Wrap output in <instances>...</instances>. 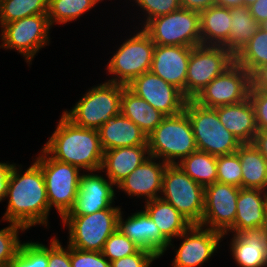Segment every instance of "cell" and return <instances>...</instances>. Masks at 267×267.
Returning a JSON list of instances; mask_svg holds the SVG:
<instances>
[{
  "instance_id": "60d3db41",
  "label": "cell",
  "mask_w": 267,
  "mask_h": 267,
  "mask_svg": "<svg viewBox=\"0 0 267 267\" xmlns=\"http://www.w3.org/2000/svg\"><path fill=\"white\" fill-rule=\"evenodd\" d=\"M249 99L254 106L257 129L267 131V91L250 90Z\"/></svg>"
},
{
  "instance_id": "7c38bea8",
  "label": "cell",
  "mask_w": 267,
  "mask_h": 267,
  "mask_svg": "<svg viewBox=\"0 0 267 267\" xmlns=\"http://www.w3.org/2000/svg\"><path fill=\"white\" fill-rule=\"evenodd\" d=\"M51 28L47 14H36L10 22L1 28L0 48L17 50L30 64L36 53L49 45Z\"/></svg>"
},
{
  "instance_id": "f907efd6",
  "label": "cell",
  "mask_w": 267,
  "mask_h": 267,
  "mask_svg": "<svg viewBox=\"0 0 267 267\" xmlns=\"http://www.w3.org/2000/svg\"><path fill=\"white\" fill-rule=\"evenodd\" d=\"M262 230H263V234H264L265 238L267 239V211H266L265 221H264Z\"/></svg>"
},
{
  "instance_id": "681fc988",
  "label": "cell",
  "mask_w": 267,
  "mask_h": 267,
  "mask_svg": "<svg viewBox=\"0 0 267 267\" xmlns=\"http://www.w3.org/2000/svg\"><path fill=\"white\" fill-rule=\"evenodd\" d=\"M216 5L227 8L237 7L243 5V0H216Z\"/></svg>"
},
{
  "instance_id": "1f68e13d",
  "label": "cell",
  "mask_w": 267,
  "mask_h": 267,
  "mask_svg": "<svg viewBox=\"0 0 267 267\" xmlns=\"http://www.w3.org/2000/svg\"><path fill=\"white\" fill-rule=\"evenodd\" d=\"M234 57L235 63L251 75L258 68L267 65V31L260 27Z\"/></svg>"
},
{
  "instance_id": "8d00e7d4",
  "label": "cell",
  "mask_w": 267,
  "mask_h": 267,
  "mask_svg": "<svg viewBox=\"0 0 267 267\" xmlns=\"http://www.w3.org/2000/svg\"><path fill=\"white\" fill-rule=\"evenodd\" d=\"M141 248L124 235L119 229L106 240L102 254L110 261L137 253Z\"/></svg>"
},
{
  "instance_id": "cb8c5ba5",
  "label": "cell",
  "mask_w": 267,
  "mask_h": 267,
  "mask_svg": "<svg viewBox=\"0 0 267 267\" xmlns=\"http://www.w3.org/2000/svg\"><path fill=\"white\" fill-rule=\"evenodd\" d=\"M220 122L240 142L252 143L258 131L255 110L249 97L239 103L215 108Z\"/></svg>"
},
{
  "instance_id": "e575fe53",
  "label": "cell",
  "mask_w": 267,
  "mask_h": 267,
  "mask_svg": "<svg viewBox=\"0 0 267 267\" xmlns=\"http://www.w3.org/2000/svg\"><path fill=\"white\" fill-rule=\"evenodd\" d=\"M9 267H48V247L42 243H22Z\"/></svg>"
},
{
  "instance_id": "5b68a950",
  "label": "cell",
  "mask_w": 267,
  "mask_h": 267,
  "mask_svg": "<svg viewBox=\"0 0 267 267\" xmlns=\"http://www.w3.org/2000/svg\"><path fill=\"white\" fill-rule=\"evenodd\" d=\"M185 113L191 122L197 149L214 156L234 153L241 142L220 122L215 108L187 99Z\"/></svg>"
},
{
  "instance_id": "e0dca14e",
  "label": "cell",
  "mask_w": 267,
  "mask_h": 267,
  "mask_svg": "<svg viewBox=\"0 0 267 267\" xmlns=\"http://www.w3.org/2000/svg\"><path fill=\"white\" fill-rule=\"evenodd\" d=\"M115 186L102 175L83 173L73 208L66 215H88L104 209H121L112 205L116 195Z\"/></svg>"
},
{
  "instance_id": "ba28073f",
  "label": "cell",
  "mask_w": 267,
  "mask_h": 267,
  "mask_svg": "<svg viewBox=\"0 0 267 267\" xmlns=\"http://www.w3.org/2000/svg\"><path fill=\"white\" fill-rule=\"evenodd\" d=\"M142 29L155 45L195 47L202 44L200 12L180 8L149 20Z\"/></svg>"
},
{
  "instance_id": "f546056e",
  "label": "cell",
  "mask_w": 267,
  "mask_h": 267,
  "mask_svg": "<svg viewBox=\"0 0 267 267\" xmlns=\"http://www.w3.org/2000/svg\"><path fill=\"white\" fill-rule=\"evenodd\" d=\"M231 26L229 40L223 46L234 56L246 45L261 25L250 13V8L244 5L231 7Z\"/></svg>"
},
{
  "instance_id": "52a82bcc",
  "label": "cell",
  "mask_w": 267,
  "mask_h": 267,
  "mask_svg": "<svg viewBox=\"0 0 267 267\" xmlns=\"http://www.w3.org/2000/svg\"><path fill=\"white\" fill-rule=\"evenodd\" d=\"M121 209H104L88 215H65L69 246L84 251L102 252L109 236L118 229Z\"/></svg>"
},
{
  "instance_id": "d4e9b609",
  "label": "cell",
  "mask_w": 267,
  "mask_h": 267,
  "mask_svg": "<svg viewBox=\"0 0 267 267\" xmlns=\"http://www.w3.org/2000/svg\"><path fill=\"white\" fill-rule=\"evenodd\" d=\"M103 151L119 147L148 145L147 136L133 121L121 113L104 123L99 129Z\"/></svg>"
},
{
  "instance_id": "d6986e66",
  "label": "cell",
  "mask_w": 267,
  "mask_h": 267,
  "mask_svg": "<svg viewBox=\"0 0 267 267\" xmlns=\"http://www.w3.org/2000/svg\"><path fill=\"white\" fill-rule=\"evenodd\" d=\"M118 217V229L141 249L154 253L158 258L169 248V241L161 234L156 223L144 211L140 210L122 218Z\"/></svg>"
},
{
  "instance_id": "6da1fadb",
  "label": "cell",
  "mask_w": 267,
  "mask_h": 267,
  "mask_svg": "<svg viewBox=\"0 0 267 267\" xmlns=\"http://www.w3.org/2000/svg\"><path fill=\"white\" fill-rule=\"evenodd\" d=\"M20 168L14 164L10 173L4 196L9 198L8 205L2 220L26 230L38 224L47 227L50 208L41 167L34 161L23 175Z\"/></svg>"
},
{
  "instance_id": "4fadbf2b",
  "label": "cell",
  "mask_w": 267,
  "mask_h": 267,
  "mask_svg": "<svg viewBox=\"0 0 267 267\" xmlns=\"http://www.w3.org/2000/svg\"><path fill=\"white\" fill-rule=\"evenodd\" d=\"M251 74L234 63L223 74L214 78L193 99L207 108L236 104L249 97Z\"/></svg>"
},
{
  "instance_id": "30bf717a",
  "label": "cell",
  "mask_w": 267,
  "mask_h": 267,
  "mask_svg": "<svg viewBox=\"0 0 267 267\" xmlns=\"http://www.w3.org/2000/svg\"><path fill=\"white\" fill-rule=\"evenodd\" d=\"M155 44L142 29L125 40L107 64L112 78L108 82L128 85L134 78L150 71Z\"/></svg>"
},
{
  "instance_id": "ffe728a7",
  "label": "cell",
  "mask_w": 267,
  "mask_h": 267,
  "mask_svg": "<svg viewBox=\"0 0 267 267\" xmlns=\"http://www.w3.org/2000/svg\"><path fill=\"white\" fill-rule=\"evenodd\" d=\"M157 159L149 156L144 162L133 170L117 186L128 196L144 197L147 201L159 198L162 190V180L165 168L168 164L165 162H155Z\"/></svg>"
},
{
  "instance_id": "d6a6232c",
  "label": "cell",
  "mask_w": 267,
  "mask_h": 267,
  "mask_svg": "<svg viewBox=\"0 0 267 267\" xmlns=\"http://www.w3.org/2000/svg\"><path fill=\"white\" fill-rule=\"evenodd\" d=\"M99 2L101 0H49L47 16L50 25L66 24L77 20Z\"/></svg>"
},
{
  "instance_id": "c3c4849f",
  "label": "cell",
  "mask_w": 267,
  "mask_h": 267,
  "mask_svg": "<svg viewBox=\"0 0 267 267\" xmlns=\"http://www.w3.org/2000/svg\"><path fill=\"white\" fill-rule=\"evenodd\" d=\"M252 143L267 160V131L258 130Z\"/></svg>"
},
{
  "instance_id": "f35d334b",
  "label": "cell",
  "mask_w": 267,
  "mask_h": 267,
  "mask_svg": "<svg viewBox=\"0 0 267 267\" xmlns=\"http://www.w3.org/2000/svg\"><path fill=\"white\" fill-rule=\"evenodd\" d=\"M134 2L146 14L147 19L143 25L153 18L167 15L181 8L180 0H134Z\"/></svg>"
},
{
  "instance_id": "f1b7e54d",
  "label": "cell",
  "mask_w": 267,
  "mask_h": 267,
  "mask_svg": "<svg viewBox=\"0 0 267 267\" xmlns=\"http://www.w3.org/2000/svg\"><path fill=\"white\" fill-rule=\"evenodd\" d=\"M236 152L242 169L241 188L267 191V160L253 143L241 144Z\"/></svg>"
},
{
  "instance_id": "44dd1931",
  "label": "cell",
  "mask_w": 267,
  "mask_h": 267,
  "mask_svg": "<svg viewBox=\"0 0 267 267\" xmlns=\"http://www.w3.org/2000/svg\"><path fill=\"white\" fill-rule=\"evenodd\" d=\"M236 206L235 222L228 233L237 234L245 230L262 228L267 211V191L240 188Z\"/></svg>"
},
{
  "instance_id": "603a6c76",
  "label": "cell",
  "mask_w": 267,
  "mask_h": 267,
  "mask_svg": "<svg viewBox=\"0 0 267 267\" xmlns=\"http://www.w3.org/2000/svg\"><path fill=\"white\" fill-rule=\"evenodd\" d=\"M230 252L239 267H267V239L262 228L233 234Z\"/></svg>"
},
{
  "instance_id": "5bb4252c",
  "label": "cell",
  "mask_w": 267,
  "mask_h": 267,
  "mask_svg": "<svg viewBox=\"0 0 267 267\" xmlns=\"http://www.w3.org/2000/svg\"><path fill=\"white\" fill-rule=\"evenodd\" d=\"M240 188L215 182L205 187L203 218L200 226L217 231L223 236L233 227Z\"/></svg>"
},
{
  "instance_id": "d590c367",
  "label": "cell",
  "mask_w": 267,
  "mask_h": 267,
  "mask_svg": "<svg viewBox=\"0 0 267 267\" xmlns=\"http://www.w3.org/2000/svg\"><path fill=\"white\" fill-rule=\"evenodd\" d=\"M217 182L241 188L242 169L237 152L216 156Z\"/></svg>"
},
{
  "instance_id": "f6af8a7d",
  "label": "cell",
  "mask_w": 267,
  "mask_h": 267,
  "mask_svg": "<svg viewBox=\"0 0 267 267\" xmlns=\"http://www.w3.org/2000/svg\"><path fill=\"white\" fill-rule=\"evenodd\" d=\"M13 167L14 163L10 164L9 162H0V202H2V200H5L4 196L6 195L9 176Z\"/></svg>"
},
{
  "instance_id": "2e32d148",
  "label": "cell",
  "mask_w": 267,
  "mask_h": 267,
  "mask_svg": "<svg viewBox=\"0 0 267 267\" xmlns=\"http://www.w3.org/2000/svg\"><path fill=\"white\" fill-rule=\"evenodd\" d=\"M178 238L183 241L175 250L172 267H198L209 261L224 236L200 225H191Z\"/></svg>"
},
{
  "instance_id": "484cf974",
  "label": "cell",
  "mask_w": 267,
  "mask_h": 267,
  "mask_svg": "<svg viewBox=\"0 0 267 267\" xmlns=\"http://www.w3.org/2000/svg\"><path fill=\"white\" fill-rule=\"evenodd\" d=\"M143 209L170 242V246H173L172 238H177L192 225L174 206L161 197L145 202Z\"/></svg>"
},
{
  "instance_id": "8fae6325",
  "label": "cell",
  "mask_w": 267,
  "mask_h": 267,
  "mask_svg": "<svg viewBox=\"0 0 267 267\" xmlns=\"http://www.w3.org/2000/svg\"><path fill=\"white\" fill-rule=\"evenodd\" d=\"M235 63L223 46L198 45L192 48L187 68L186 98L194 99L214 78Z\"/></svg>"
},
{
  "instance_id": "ab89813d",
  "label": "cell",
  "mask_w": 267,
  "mask_h": 267,
  "mask_svg": "<svg viewBox=\"0 0 267 267\" xmlns=\"http://www.w3.org/2000/svg\"><path fill=\"white\" fill-rule=\"evenodd\" d=\"M71 267H111L110 261L97 251H84L70 246Z\"/></svg>"
},
{
  "instance_id": "b9f144b4",
  "label": "cell",
  "mask_w": 267,
  "mask_h": 267,
  "mask_svg": "<svg viewBox=\"0 0 267 267\" xmlns=\"http://www.w3.org/2000/svg\"><path fill=\"white\" fill-rule=\"evenodd\" d=\"M48 267H71L70 246L63 248L57 237L48 246Z\"/></svg>"
},
{
  "instance_id": "ee69618b",
  "label": "cell",
  "mask_w": 267,
  "mask_h": 267,
  "mask_svg": "<svg viewBox=\"0 0 267 267\" xmlns=\"http://www.w3.org/2000/svg\"><path fill=\"white\" fill-rule=\"evenodd\" d=\"M250 90L267 91V65L258 68L251 75V88H250Z\"/></svg>"
},
{
  "instance_id": "816d5d0a",
  "label": "cell",
  "mask_w": 267,
  "mask_h": 267,
  "mask_svg": "<svg viewBox=\"0 0 267 267\" xmlns=\"http://www.w3.org/2000/svg\"><path fill=\"white\" fill-rule=\"evenodd\" d=\"M257 0H243V5L246 7H249L253 3H255Z\"/></svg>"
},
{
  "instance_id": "7dc6e473",
  "label": "cell",
  "mask_w": 267,
  "mask_h": 267,
  "mask_svg": "<svg viewBox=\"0 0 267 267\" xmlns=\"http://www.w3.org/2000/svg\"><path fill=\"white\" fill-rule=\"evenodd\" d=\"M249 8L251 15L260 25L267 20V0H257Z\"/></svg>"
},
{
  "instance_id": "7402d4cb",
  "label": "cell",
  "mask_w": 267,
  "mask_h": 267,
  "mask_svg": "<svg viewBox=\"0 0 267 267\" xmlns=\"http://www.w3.org/2000/svg\"><path fill=\"white\" fill-rule=\"evenodd\" d=\"M148 145L119 147L104 151L100 172L117 186L149 157Z\"/></svg>"
},
{
  "instance_id": "ac0fdd59",
  "label": "cell",
  "mask_w": 267,
  "mask_h": 267,
  "mask_svg": "<svg viewBox=\"0 0 267 267\" xmlns=\"http://www.w3.org/2000/svg\"><path fill=\"white\" fill-rule=\"evenodd\" d=\"M193 47L155 45L150 71L178 88L186 97L188 62Z\"/></svg>"
},
{
  "instance_id": "4dcf8cb0",
  "label": "cell",
  "mask_w": 267,
  "mask_h": 267,
  "mask_svg": "<svg viewBox=\"0 0 267 267\" xmlns=\"http://www.w3.org/2000/svg\"><path fill=\"white\" fill-rule=\"evenodd\" d=\"M177 165L204 188L217 182L216 156L207 152L197 150L183 158Z\"/></svg>"
},
{
  "instance_id": "9c48e42d",
  "label": "cell",
  "mask_w": 267,
  "mask_h": 267,
  "mask_svg": "<svg viewBox=\"0 0 267 267\" xmlns=\"http://www.w3.org/2000/svg\"><path fill=\"white\" fill-rule=\"evenodd\" d=\"M205 188L192 180L177 164L167 165L160 196L174 206L192 225L203 218Z\"/></svg>"
},
{
  "instance_id": "4316f807",
  "label": "cell",
  "mask_w": 267,
  "mask_h": 267,
  "mask_svg": "<svg viewBox=\"0 0 267 267\" xmlns=\"http://www.w3.org/2000/svg\"><path fill=\"white\" fill-rule=\"evenodd\" d=\"M230 8L212 6L200 12L202 45L224 46L229 40Z\"/></svg>"
},
{
  "instance_id": "836d02e7",
  "label": "cell",
  "mask_w": 267,
  "mask_h": 267,
  "mask_svg": "<svg viewBox=\"0 0 267 267\" xmlns=\"http://www.w3.org/2000/svg\"><path fill=\"white\" fill-rule=\"evenodd\" d=\"M49 0H0V27L24 17L47 14Z\"/></svg>"
},
{
  "instance_id": "3957f363",
  "label": "cell",
  "mask_w": 267,
  "mask_h": 267,
  "mask_svg": "<svg viewBox=\"0 0 267 267\" xmlns=\"http://www.w3.org/2000/svg\"><path fill=\"white\" fill-rule=\"evenodd\" d=\"M147 144L149 155L168 165H175L198 150L192 125L185 111L165 116L147 136Z\"/></svg>"
},
{
  "instance_id": "bcb514c9",
  "label": "cell",
  "mask_w": 267,
  "mask_h": 267,
  "mask_svg": "<svg viewBox=\"0 0 267 267\" xmlns=\"http://www.w3.org/2000/svg\"><path fill=\"white\" fill-rule=\"evenodd\" d=\"M181 8L201 12L216 5V0H180Z\"/></svg>"
},
{
  "instance_id": "8992f818",
  "label": "cell",
  "mask_w": 267,
  "mask_h": 267,
  "mask_svg": "<svg viewBox=\"0 0 267 267\" xmlns=\"http://www.w3.org/2000/svg\"><path fill=\"white\" fill-rule=\"evenodd\" d=\"M35 162L43 172L49 208L55 207L62 219L74 206L81 170L55 160L43 148Z\"/></svg>"
},
{
  "instance_id": "277c9868",
  "label": "cell",
  "mask_w": 267,
  "mask_h": 267,
  "mask_svg": "<svg viewBox=\"0 0 267 267\" xmlns=\"http://www.w3.org/2000/svg\"><path fill=\"white\" fill-rule=\"evenodd\" d=\"M127 85L104 82L85 95L63 114L75 125L98 130L104 123L120 114L121 96Z\"/></svg>"
},
{
  "instance_id": "83f0119b",
  "label": "cell",
  "mask_w": 267,
  "mask_h": 267,
  "mask_svg": "<svg viewBox=\"0 0 267 267\" xmlns=\"http://www.w3.org/2000/svg\"><path fill=\"white\" fill-rule=\"evenodd\" d=\"M120 113L133 121L148 136L165 117L147 101L136 96L127 87L121 96Z\"/></svg>"
},
{
  "instance_id": "f5cc1de1",
  "label": "cell",
  "mask_w": 267,
  "mask_h": 267,
  "mask_svg": "<svg viewBox=\"0 0 267 267\" xmlns=\"http://www.w3.org/2000/svg\"><path fill=\"white\" fill-rule=\"evenodd\" d=\"M261 27L267 31V20L261 24Z\"/></svg>"
},
{
  "instance_id": "7a4b0ae2",
  "label": "cell",
  "mask_w": 267,
  "mask_h": 267,
  "mask_svg": "<svg viewBox=\"0 0 267 267\" xmlns=\"http://www.w3.org/2000/svg\"><path fill=\"white\" fill-rule=\"evenodd\" d=\"M55 160L88 172L99 171L103 159L98 130L75 125L63 113L56 130L42 146Z\"/></svg>"
},
{
  "instance_id": "7bdbcfd3",
  "label": "cell",
  "mask_w": 267,
  "mask_h": 267,
  "mask_svg": "<svg viewBox=\"0 0 267 267\" xmlns=\"http://www.w3.org/2000/svg\"><path fill=\"white\" fill-rule=\"evenodd\" d=\"M158 257L145 249H140L133 255L122 257L110 262L111 267H150V264Z\"/></svg>"
},
{
  "instance_id": "9a60e30c",
  "label": "cell",
  "mask_w": 267,
  "mask_h": 267,
  "mask_svg": "<svg viewBox=\"0 0 267 267\" xmlns=\"http://www.w3.org/2000/svg\"><path fill=\"white\" fill-rule=\"evenodd\" d=\"M127 88L165 116L184 111L187 98L183 93L151 71L134 78Z\"/></svg>"
},
{
  "instance_id": "74e56055",
  "label": "cell",
  "mask_w": 267,
  "mask_h": 267,
  "mask_svg": "<svg viewBox=\"0 0 267 267\" xmlns=\"http://www.w3.org/2000/svg\"><path fill=\"white\" fill-rule=\"evenodd\" d=\"M20 230L26 229L15 223L0 230V266H8L17 255L22 244L18 237Z\"/></svg>"
}]
</instances>
